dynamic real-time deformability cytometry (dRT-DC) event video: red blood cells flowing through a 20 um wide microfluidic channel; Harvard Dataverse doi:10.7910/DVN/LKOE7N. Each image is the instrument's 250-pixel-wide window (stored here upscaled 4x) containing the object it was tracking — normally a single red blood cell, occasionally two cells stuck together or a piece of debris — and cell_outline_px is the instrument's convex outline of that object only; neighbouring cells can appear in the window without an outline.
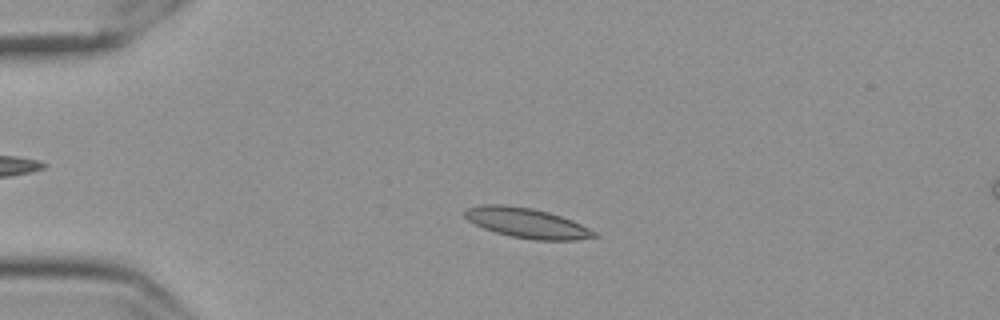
{"species": "Egyptian fruit bat (a non-hibernating species)", "species_latin": "Rousettus aegyptiacus", "temperature_condition": "cold", "stored_images_in_passage": 54, "camera_frame_rate_fps": 3000, "um_per_image_px": 0.085, "frame": {"image": 1, "passage_image": 10, "time_ms": 3.0, "image_size_px": [1000, 320], "cell_outline_px": [[596, 236], [576, 240], [536, 240], [512, 236], [496, 232], [484, 228], [468, 220], [464, 216], [464, 212], [468, 208], [484, 204], [508, 204], [532, 208], [548, 212], [572, 220], [596, 232]], "centroid_in_image_um": [44.77, 18.94], "position_along_channel_um": 40.2, "area_um2": 22.31}}
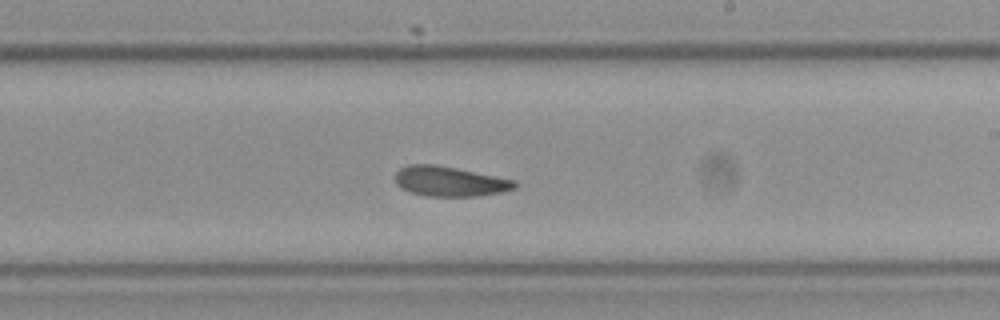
{"frame": {"image": 2, "passage_image": 31, "time_ms": 10.0, "image_size_px": [1000, 320], "cell_outline_px": [[516, 188], [500, 192], [472, 196], [424, 196], [400, 188], [396, 184], [396, 172], [400, 168], [408, 164], [432, 164], [456, 168], [516, 180]], "centroid_in_image_um": [38.19, 15.41], "position_along_channel_um": 250.8, "area_um2": 20.69}}
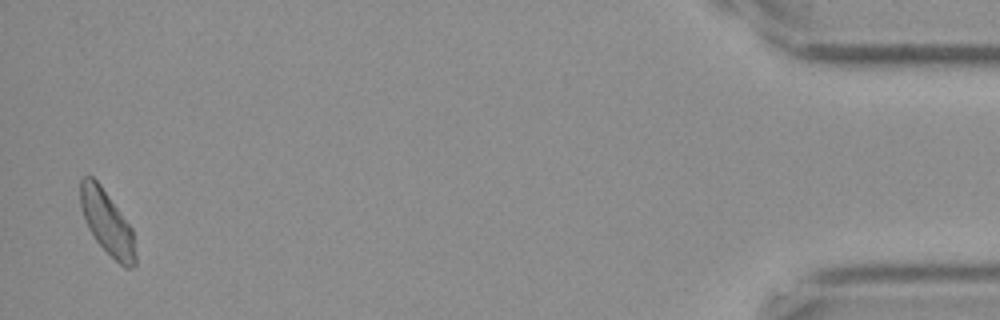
{"frame": {"image": 3, "passage_image": 53, "time_ms": 17.333, "image_size_px": [1000, 320], "cell_outline_px": [[136, 264], [132, 268], [124, 268], [96, 240], [88, 228], [80, 204], [80, 180], [84, 176], [92, 176], [100, 184], [132, 228], [136, 256]], "centroid_in_image_um": [9.11, 18.92], "position_along_channel_um": 426.1, "area_um2": 20.23}, "authors_computed_cell_mechanics": {"area_um2": 20.9236, "velocity_mm_per_s": 3.509, "shape_relaxation_time_tau1_ms": null, "shape_relaxation_time_tau2_ms": 4.6321, "deformation_change_tau1": null, "deformation_change_tau2": 0.1127}}